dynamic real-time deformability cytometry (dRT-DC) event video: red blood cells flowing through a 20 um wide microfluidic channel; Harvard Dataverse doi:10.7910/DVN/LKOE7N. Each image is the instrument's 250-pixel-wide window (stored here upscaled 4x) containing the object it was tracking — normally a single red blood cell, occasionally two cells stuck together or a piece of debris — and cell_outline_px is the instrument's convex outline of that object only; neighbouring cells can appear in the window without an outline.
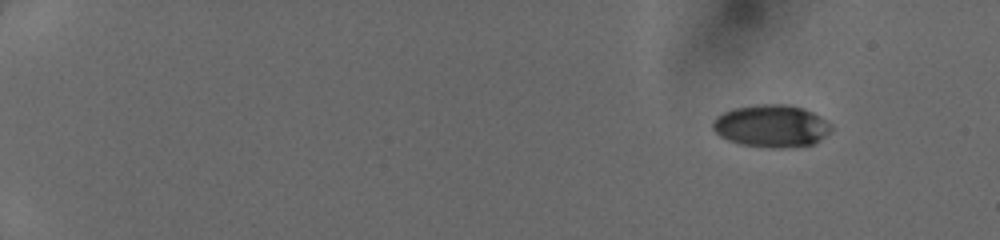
{"species": "human", "species_latin": "Homo sapiens", "temperature_condition": "cold", "stored_images_in_passage": 46, "camera_frame_rate_fps": 3000, "um_per_image_px": 0.085, "donor": {"sex": "female"}, "frame": {"image": 1, "passage_image": 1, "time_ms": 0.0, "image_size_px": [1000, 240], "cell_outline_px": [[832, 128], [820, 140], [812, 144], [780, 148], [772, 148], [740, 144], [728, 140], [720, 136], [712, 128], [712, 120], [716, 116], [732, 108], [756, 104], [788, 104], [804, 108], [820, 116], [832, 124]], "centroid_in_image_um": [65.55, 10.69], "position_along_channel_um": 19.5, "area_um2": 29.42}}
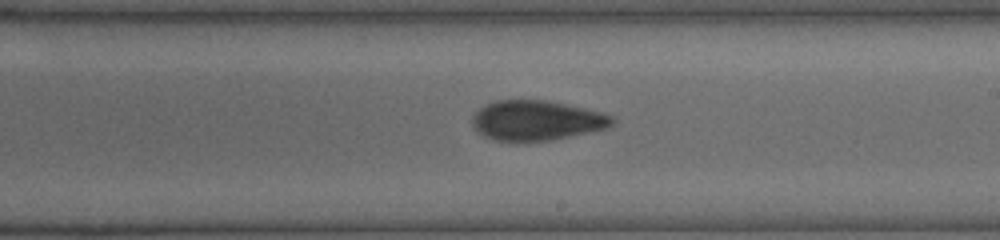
{"frame": {"image": 2, "passage_image": 28, "time_ms": 9.0, "image_size_px": [1000, 240], "cell_outline_px": [[616, 120], [608, 128], [552, 140], [516, 144], [496, 140], [484, 136], [476, 132], [472, 124], [472, 116], [480, 108], [496, 100], [544, 100], [584, 108], [600, 112], [612, 116]], "centroid_in_image_um": [45.57, 10.28], "position_along_channel_um": 243.4, "area_um2": 33.0}}
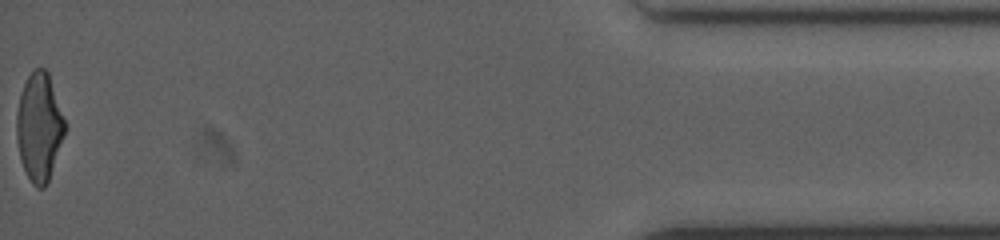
{"frame": {"image": 3, "passage_image": 46, "time_ms": 15.0, "image_size_px": [1000, 240], "cell_outline_px": [[64, 132], [48, 180], [44, 188], [36, 188], [32, 184], [20, 160], [16, 136], [16, 116], [20, 96], [24, 84], [32, 68], [44, 68], [48, 72], [64, 120]], "centroid_in_image_um": [3.29, 10.78], "position_along_channel_um": 431.9, "area_um2": 29.71}}